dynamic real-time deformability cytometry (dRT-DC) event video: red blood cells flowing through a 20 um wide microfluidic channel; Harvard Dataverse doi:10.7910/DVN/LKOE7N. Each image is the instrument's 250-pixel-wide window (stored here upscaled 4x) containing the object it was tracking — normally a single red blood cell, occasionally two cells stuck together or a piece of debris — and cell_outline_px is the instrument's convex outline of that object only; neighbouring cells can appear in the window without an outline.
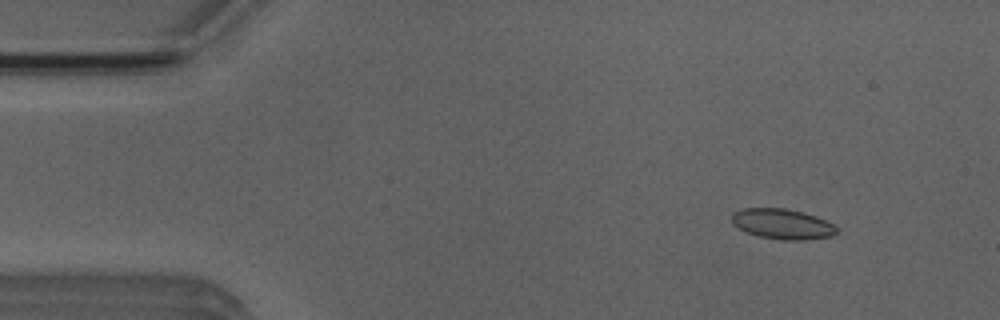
{"species": "Egyptian fruit bat (a non-hibernating species)", "species_latin": "Rousettus aegyptiacus", "temperature_condition": "room temperature", "stored_images_in_passage": 49, "camera_frame_rate_fps": 3000, "um_per_image_px": 0.085, "animal": {"sex": "male"}, "frame": {"image": 1, "passage_image": 3, "time_ms": 0.667, "image_size_px": [1000, 320], "cell_outline_px": [[836, 232], [832, 236], [804, 240], [780, 240], [760, 236], [748, 232], [732, 224], [732, 212], [744, 208], [784, 208], [804, 212], [816, 216], [832, 224], [836, 228]], "centroid_in_image_um": [66.49, 19.03], "position_along_channel_um": 18.5, "area_um2": 18.38}}
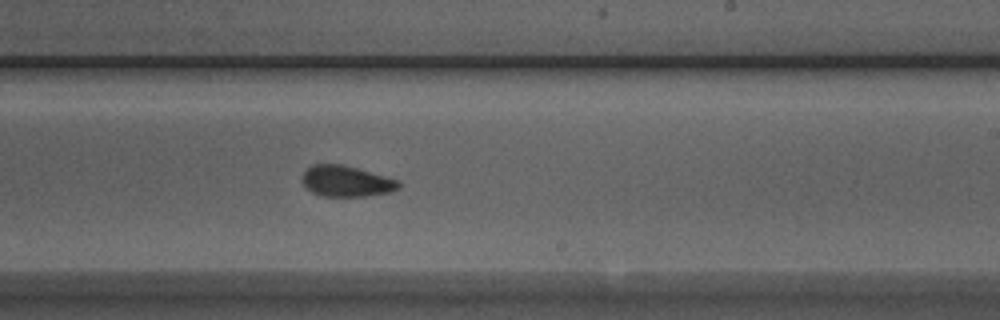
{"frame": {"image": 2, "passage_image": 28, "time_ms": 9.0, "image_size_px": [1000, 320], "cell_outline_px": [[400, 188], [392, 192], [368, 196], [324, 196], [312, 192], [300, 180], [304, 172], [312, 164], [340, 164], [356, 168], [384, 176], [396, 180], [400, 184]], "centroid_in_image_um": [29.42, 15.41], "position_along_channel_um": 259.6, "area_um2": 17.22}}
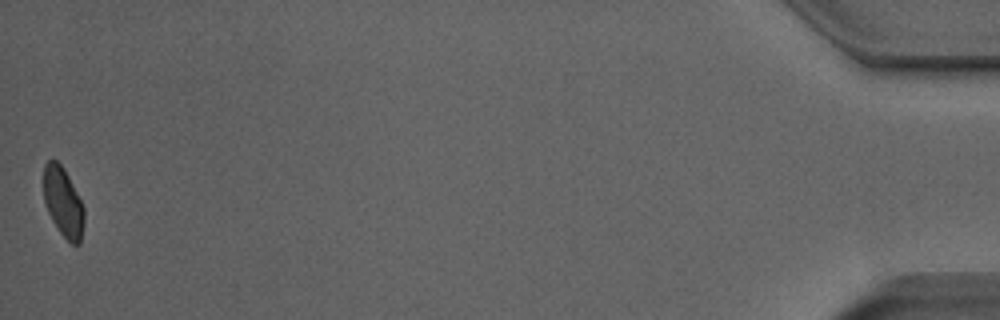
{"frame": {"image": 3, "passage_image": 49, "time_ms": 16.0, "image_size_px": [1000, 320], "cell_outline_px": [[84, 224], [80, 244], [72, 244], [60, 232], [52, 220], [48, 212], [44, 200], [44, 164], [48, 160], [56, 160], [64, 168], [84, 208]], "centroid_in_image_um": [5.37, 17.19], "position_along_channel_um": 429.8, "area_um2": 16.18}, "authors_computed_cell_mechanics": {"area_um2": 17.7446, "velocity_mm_per_s": 3.919, "shape_relaxation_time_tau1_ms": 6.9517, "shape_relaxation_time_tau2_ms": 1.6028, "deformation_change_tau1": 0.1378, "deformation_change_tau2": 0.0669}}